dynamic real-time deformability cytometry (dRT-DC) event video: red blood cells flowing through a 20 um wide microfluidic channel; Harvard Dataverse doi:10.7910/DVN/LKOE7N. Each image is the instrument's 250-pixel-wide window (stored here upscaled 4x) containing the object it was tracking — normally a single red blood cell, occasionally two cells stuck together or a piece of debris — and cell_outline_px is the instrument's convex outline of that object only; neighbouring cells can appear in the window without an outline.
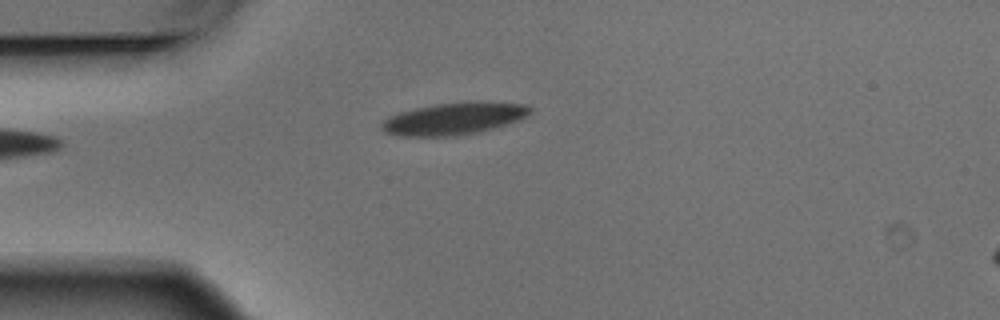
{"species": "Egyptian fruit bat (a non-hibernating species)", "species_latin": "Rousettus aegyptiacus", "temperature_condition": "warm", "stored_images_in_passage": 4, "camera_frame_rate_fps": 3000, "um_per_image_px": 0.085, "animal": {"sex": "male"}, "frame": {"image": 1, "passage_image": 4, "time_ms": 1.0, "image_size_px": [1000, 320], "cell_outline_px": [[532, 112], [516, 120], [492, 128], [476, 132], [452, 136], [400, 136], [384, 132], [380, 128], [380, 124], [384, 120], [400, 112], [432, 104], [480, 100], [488, 100], [528, 104], [532, 108]], "centroid_in_image_um": [38.6, 10.05], "position_along_channel_um": 46.4, "area_um2": 27.92}}